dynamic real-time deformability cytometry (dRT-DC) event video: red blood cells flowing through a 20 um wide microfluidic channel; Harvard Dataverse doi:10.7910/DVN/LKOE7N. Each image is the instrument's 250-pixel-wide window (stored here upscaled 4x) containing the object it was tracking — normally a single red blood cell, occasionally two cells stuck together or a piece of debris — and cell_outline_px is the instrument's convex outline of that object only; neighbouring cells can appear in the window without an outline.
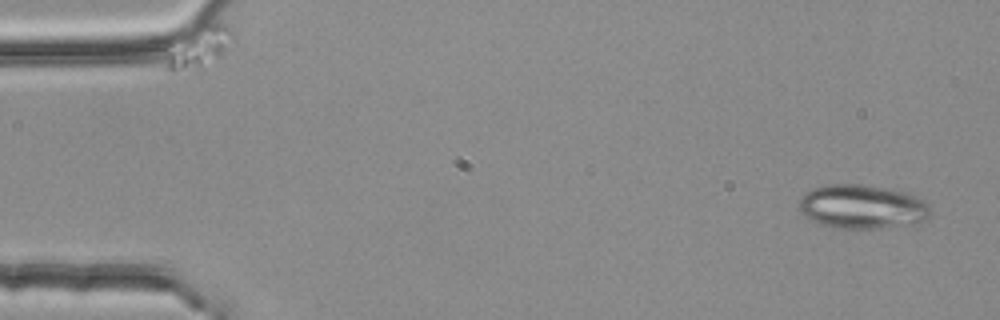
{"species": "common noctule bat (a hibernating species)", "species_latin": "Nyctalus noctula", "temperature_condition": "room temperature", "stored_images_in_passage": 4, "camera_frame_rate_fps": 3000, "um_per_image_px": 0.085, "animal": {"sex": "female", "body_mass_g": 25.1}, "frame": {"image": 1, "passage_image": 1, "time_ms": 0.0, "image_size_px": [1000, 320], "cell_outline_px": [[932, 212], [924, 220], [916, 224], [888, 228], [836, 228], [812, 220], [804, 216], [800, 212], [800, 196], [804, 192], [812, 188], [828, 184], [860, 184], [908, 192], [916, 196], [928, 204]], "centroid_in_image_um": [73.3, 17.57], "position_along_channel_um": 11.7, "area_um2": 33.93}}